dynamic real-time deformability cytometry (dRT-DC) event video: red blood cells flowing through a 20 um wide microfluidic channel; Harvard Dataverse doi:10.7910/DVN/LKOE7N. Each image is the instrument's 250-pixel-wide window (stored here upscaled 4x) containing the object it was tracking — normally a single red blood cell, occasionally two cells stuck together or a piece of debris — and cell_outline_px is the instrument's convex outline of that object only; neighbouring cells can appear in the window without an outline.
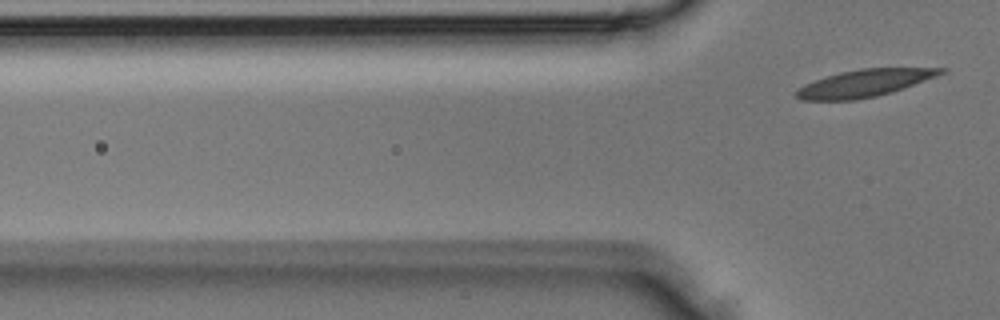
{"species": "Egyptian fruit bat (a non-hibernating species)", "species_latin": "Rousettus aegyptiacus", "temperature_condition": "room temperature", "stored_images_in_passage": 6, "camera_frame_rate_fps": 3000, "um_per_image_px": 0.085, "animal": {"sex": "male"}, "frame": {"image": 1, "passage_image": 6, "time_ms": 1.667, "image_size_px": [1000, 320], "cell_outline_px": [[948, 68], [944, 72], [936, 76], [892, 92], [876, 96], [856, 100], [800, 100], [796, 96], [796, 88], [804, 84], [840, 72], [860, 68]], "centroid_in_image_um": [73.44, 7.07], "position_along_channel_um": 52.4, "area_um2": 22.72}}